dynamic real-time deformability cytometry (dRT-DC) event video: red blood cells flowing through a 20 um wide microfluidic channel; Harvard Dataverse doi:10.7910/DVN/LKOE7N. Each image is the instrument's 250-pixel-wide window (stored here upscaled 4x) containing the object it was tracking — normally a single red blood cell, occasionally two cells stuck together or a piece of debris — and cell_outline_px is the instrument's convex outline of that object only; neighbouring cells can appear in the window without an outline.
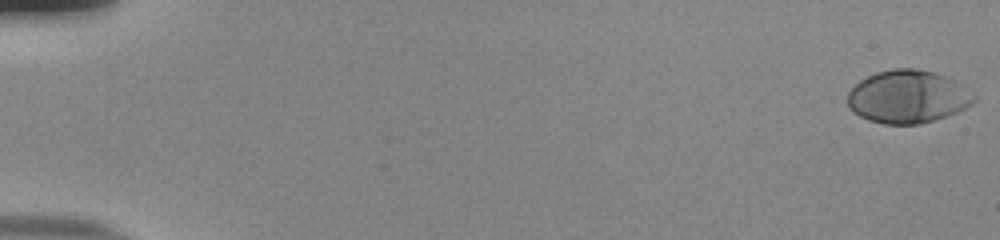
{"species": "human", "species_latin": "Homo sapiens", "temperature_condition": "room temperature", "stored_images_in_passage": 56, "camera_frame_rate_fps": 3000, "um_per_image_px": 0.085, "donor": {"sex": "male"}, "frame": {"image": 1, "passage_image": 1, "time_ms": 0.0, "image_size_px": [1000, 240], "cell_outline_px": [[976, 100], [972, 104], [956, 112], [920, 124], [884, 124], [868, 120], [852, 112], [848, 108], [848, 92], [860, 80], [876, 72], [892, 68], [916, 68], [936, 72], [948, 76], [960, 84], [976, 96]], "centroid_in_image_um": [77.14, 8.21], "position_along_channel_um": 7.9, "area_um2": 39.07}}
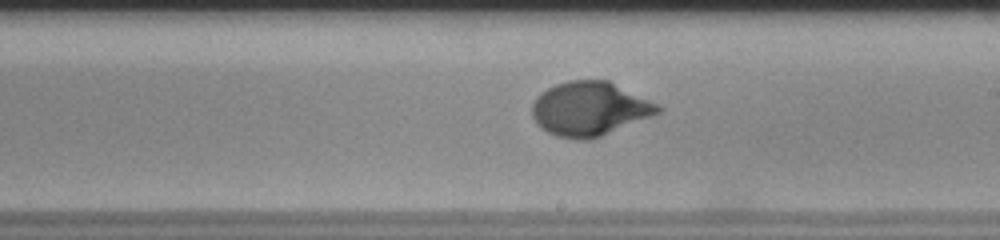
{"frame": {"image": 2, "passage_image": 34, "time_ms": 11.0, "image_size_px": [1000, 240], "cell_outline_px": [[664, 108], [660, 112], [600, 136], [588, 140], [580, 140], [556, 136], [540, 128], [536, 124], [532, 116], [532, 104], [536, 96], [540, 92], [556, 84], [568, 80], [608, 80]], "centroid_in_image_um": [50.05, 9.25], "position_along_channel_um": 239.0, "area_um2": 39.25}}
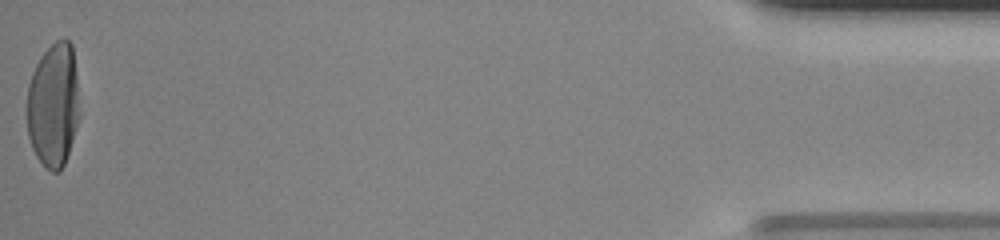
{"frame": {"image": 3, "passage_image": 56, "time_ms": 18.333, "image_size_px": [1000, 240], "cell_outline_px": [[80, 116], [64, 164], [60, 172], [52, 172], [44, 168], [36, 156], [32, 148], [28, 136], [28, 84], [32, 72], [40, 56], [56, 40], [68, 40], [72, 44], [76, 76]], "centroid_in_image_um": [4.53, 8.96], "position_along_channel_um": 430.7, "area_um2": 37.97}, "authors_computed_cell_mechanics": {"area_um2": 37.9168, "velocity_mm_per_s": 3.7762, "shape_relaxation_time_tau1_ms": 3.5059, "shape_relaxation_time_tau2_ms": null, "deformation_change_tau1": 0.2003, "deformation_change_tau2": null}}